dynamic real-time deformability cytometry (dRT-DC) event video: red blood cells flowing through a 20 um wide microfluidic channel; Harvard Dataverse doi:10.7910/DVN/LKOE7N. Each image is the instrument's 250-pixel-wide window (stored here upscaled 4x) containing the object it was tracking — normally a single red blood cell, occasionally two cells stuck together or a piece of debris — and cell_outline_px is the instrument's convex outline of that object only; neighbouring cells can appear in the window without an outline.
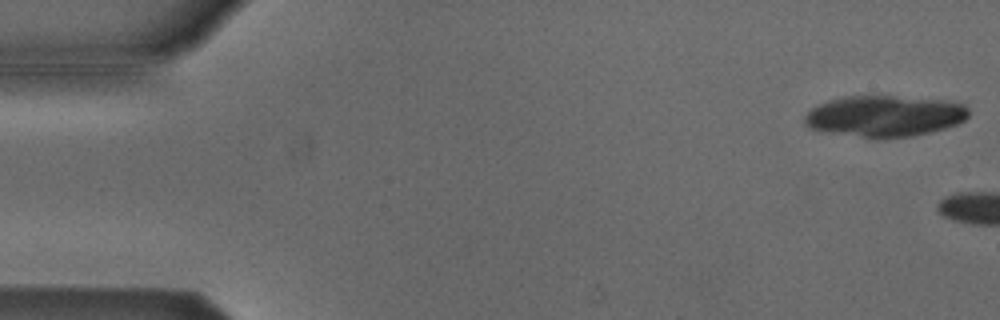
{"species": "Egyptian fruit bat (a non-hibernating species)", "species_latin": "Rousettus aegyptiacus", "temperature_condition": "cold", "stored_images_in_passage": 5, "camera_frame_rate_fps": 3000, "um_per_image_px": 0.085, "animal": {"sex": "male"}, "frame": {"image": 1, "passage_image": 1, "time_ms": 0.0, "image_size_px": [1000, 320], "cell_outline_px": [[968, 116], [960, 124], [912, 136], [880, 140], [828, 132], [812, 128], [804, 124], [804, 116], [812, 108], [828, 100], [844, 96], [892, 96], [944, 100], [964, 104], [968, 108]], "centroid_in_image_um": [75.2, 9.88], "position_along_channel_um": 9.8, "area_um2": 39.59}}